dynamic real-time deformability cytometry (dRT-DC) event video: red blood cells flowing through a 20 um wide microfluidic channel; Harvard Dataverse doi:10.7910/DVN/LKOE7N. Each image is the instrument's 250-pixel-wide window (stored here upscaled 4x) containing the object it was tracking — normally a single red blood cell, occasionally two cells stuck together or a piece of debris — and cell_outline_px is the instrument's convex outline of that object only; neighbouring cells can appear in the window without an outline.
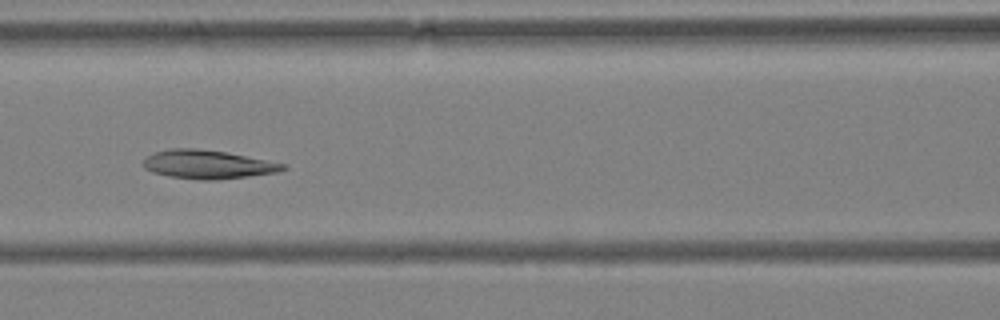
{"species": "Egyptian fruit bat (a non-hibernating species)", "species_latin": "Rousettus aegyptiacus", "temperature_condition": "warm", "stored_images_in_passage": 55, "segment_of_instrument_passage": [1, 2], "camera_frame_rate_fps": 3000, "um_per_image_px": 0.085, "animal": {"sex": "female"}, "frame": {"image": 1, "passage_image": 25, "time_ms": 8.0, "image_size_px": [1000, 320], "cell_outline_px": [[288, 168], [280, 172], [216, 180], [200, 180], [168, 176], [152, 172], [144, 168], [144, 160], [148, 156], [156, 152], [172, 148], [196, 148], [224, 152], [288, 164]], "centroid_in_image_um": [17.7, 13.98], "position_along_channel_um": 148.9, "area_um2": 23.24}}
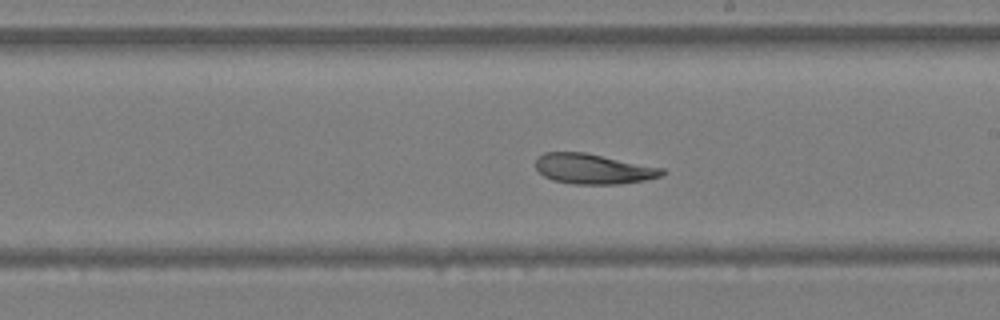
{"frame": {"image": 2, "passage_image": 32, "time_ms": 10.333, "image_size_px": [1000, 320], "cell_outline_px": [[668, 172], [660, 176], [644, 180], [620, 184], [572, 184], [552, 180], [544, 176], [536, 168], [536, 160], [544, 152], [584, 152], [664, 168]], "centroid_in_image_um": [50.44, 14.36], "position_along_channel_um": 238.6, "area_um2": 22.2}}
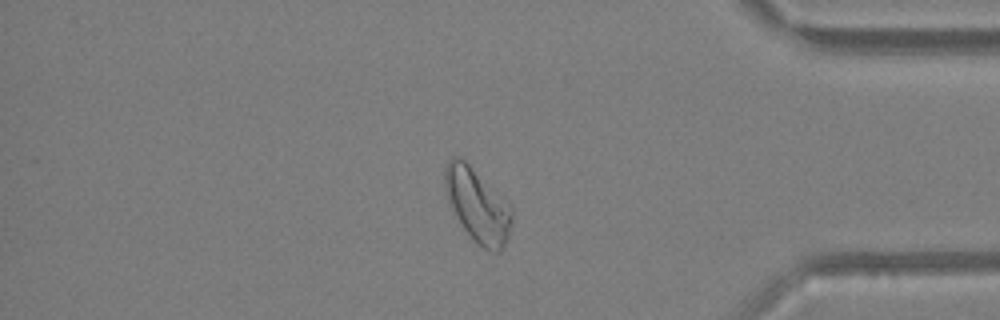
{"frame": {"image": 3, "passage_image": 46, "time_ms": 15.0, "image_size_px": [1000, 320], "cell_outline_px": [[512, 220], [508, 240], [496, 252], [484, 248], [464, 228], [448, 204], [444, 188], [444, 168], [448, 160], [452, 156], [460, 156], [512, 208]], "centroid_in_image_um": [40.54, 17.41], "position_along_channel_um": 394.7, "area_um2": 27.98}}